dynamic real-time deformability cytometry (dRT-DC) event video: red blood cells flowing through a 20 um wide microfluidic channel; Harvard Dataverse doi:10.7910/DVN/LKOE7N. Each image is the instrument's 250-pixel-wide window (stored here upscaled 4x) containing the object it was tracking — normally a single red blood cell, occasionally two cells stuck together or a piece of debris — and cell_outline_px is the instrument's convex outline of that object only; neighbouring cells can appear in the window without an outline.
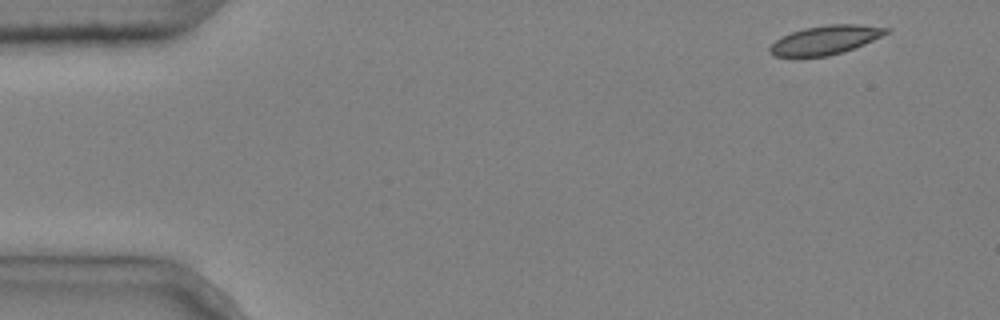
{"species": "common noctule bat (a hibernating species)", "species_latin": "Nyctalus noctula", "temperature_condition": "cold", "stored_images_in_passage": 3, "camera_frame_rate_fps": 3000, "um_per_image_px": 0.085, "animal": {"sex": "male", "body_mass_g": 20.4}, "frame": {"image": 1, "passage_image": 1, "time_ms": 0.0, "image_size_px": [1000, 320], "cell_outline_px": [[892, 28], [888, 32], [864, 44], [828, 56], [776, 56], [768, 52], [768, 48], [780, 36], [804, 28], [828, 24], [860, 24]], "centroid_in_image_um": [70.14, 3.38], "position_along_channel_um": 14.9, "area_um2": 19.36}}
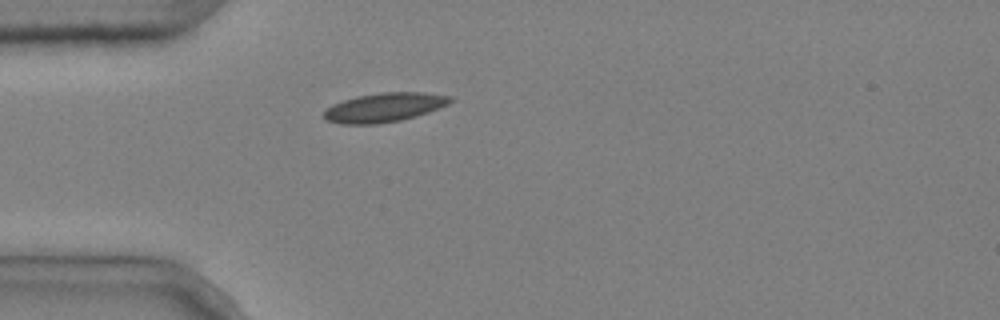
{"frame": {"image": 2, "passage_image": 3, "time_ms": 0.667, "image_size_px": [1000, 320], "cell_outline_px": [[456, 100], [448, 104], [428, 112], [416, 116], [400, 120], [376, 124], [340, 124], [324, 120], [324, 112], [332, 104], [356, 96], [380, 92], [424, 92], [452, 96]], "centroid_in_image_um": [32.68, 9.12], "position_along_channel_um": 52.3, "area_um2": 21.56}}